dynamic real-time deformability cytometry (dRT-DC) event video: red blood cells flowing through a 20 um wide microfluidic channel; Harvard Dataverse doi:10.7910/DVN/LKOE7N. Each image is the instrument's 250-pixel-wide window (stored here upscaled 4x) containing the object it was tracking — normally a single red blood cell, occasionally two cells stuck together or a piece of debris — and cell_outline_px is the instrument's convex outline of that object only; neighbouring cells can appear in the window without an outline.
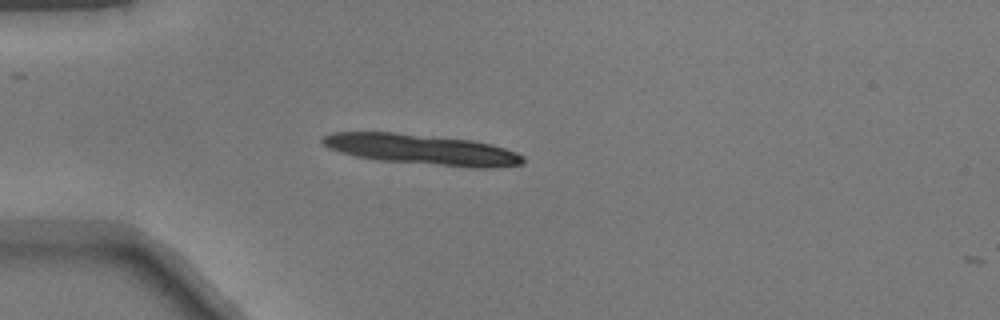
{"species": "common noctule bat (a hibernating species)", "species_latin": "Nyctalus noctula", "temperature_condition": "warm", "stored_images_in_passage": 2, "camera_frame_rate_fps": 3000, "um_per_image_px": 0.085, "animal": {"sex": "male", "body_mass_g": 17.9}, "frame": {"image": 1, "passage_image": 1, "time_ms": 0.0, "image_size_px": [1000, 320], "cell_outline_px": [[524, 164], [492, 168], [472, 168], [380, 160], [356, 156], [340, 152], [328, 148], [320, 140], [324, 136], [332, 132], [392, 132], [472, 140], [492, 144], [516, 152], [524, 156]], "centroid_in_image_um": [35.89, 12.71], "position_along_channel_um": 49.1, "area_um2": 35.55}}